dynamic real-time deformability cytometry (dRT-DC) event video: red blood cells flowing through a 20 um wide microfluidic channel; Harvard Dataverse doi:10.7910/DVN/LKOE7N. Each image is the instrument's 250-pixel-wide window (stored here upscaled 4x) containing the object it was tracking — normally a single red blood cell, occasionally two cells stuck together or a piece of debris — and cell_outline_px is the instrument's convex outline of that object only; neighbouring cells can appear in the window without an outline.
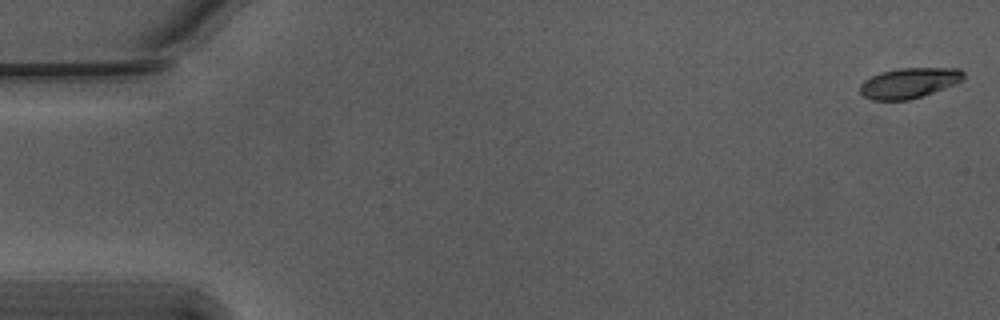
{"species": "Egyptian fruit bat (a non-hibernating species)", "species_latin": "Rousettus aegyptiacus", "temperature_condition": "warm", "stored_images_in_passage": 12, "camera_frame_rate_fps": 3000, "um_per_image_px": 0.085, "animal": {"sex": "male"}, "frame": {"image": 1, "passage_image": 1, "time_ms": 0.0, "image_size_px": [1000, 320], "cell_outline_px": [[964, 80], [932, 92], [908, 100], [872, 100], [864, 96], [860, 92], [860, 84], [864, 80], [880, 72], [896, 68], [960, 68], [964, 72]], "centroid_in_image_um": [77.26, 7.04], "position_along_channel_um": 7.7, "area_um2": 18.21}}